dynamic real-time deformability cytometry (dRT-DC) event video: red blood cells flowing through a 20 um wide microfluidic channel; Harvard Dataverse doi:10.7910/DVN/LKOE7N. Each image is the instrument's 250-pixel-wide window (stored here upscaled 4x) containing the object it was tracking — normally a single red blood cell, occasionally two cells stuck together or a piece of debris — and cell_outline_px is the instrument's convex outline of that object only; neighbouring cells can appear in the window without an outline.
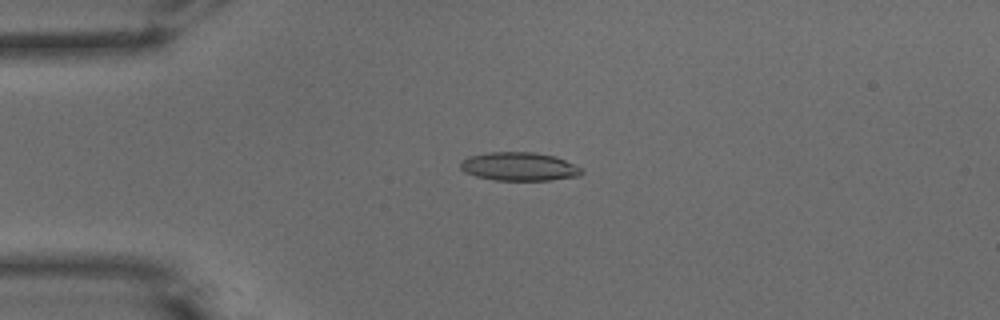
{"species": "common noctule bat (a hibernating species)", "species_latin": "Nyctalus noctula", "temperature_condition": "warm", "stored_images_in_passage": 52, "camera_frame_rate_fps": 3000, "um_per_image_px": 0.085, "animal": {"sex": "male", "body_mass_g": 15.6}, "frame": {"image": 1, "passage_image": 13, "time_ms": 4.0, "image_size_px": [1000, 320], "cell_outline_px": [[584, 172], [580, 176], [548, 180], [496, 180], [476, 176], [464, 172], [460, 168], [460, 160], [468, 156], [488, 152], [536, 152], [556, 156], [580, 168]], "centroid_in_image_um": [44.09, 14.15], "position_along_channel_um": 40.9, "area_um2": 20.17}}
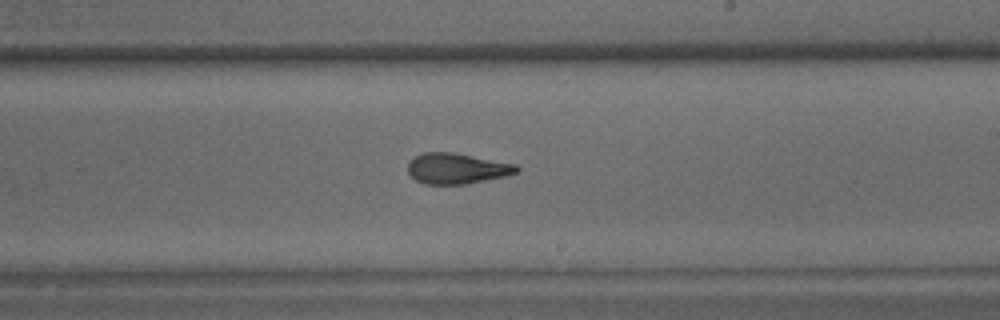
{"frame": {"image": 2, "passage_image": 31, "time_ms": 10.0, "image_size_px": [1000, 320], "cell_outline_px": [[520, 172], [504, 176], [464, 184], [424, 184], [416, 180], [408, 172], [408, 164], [416, 156], [424, 152], [452, 152], [516, 164], [520, 168]], "centroid_in_image_um": [38.85, 14.32], "position_along_channel_um": 250.2, "area_um2": 19.25}}
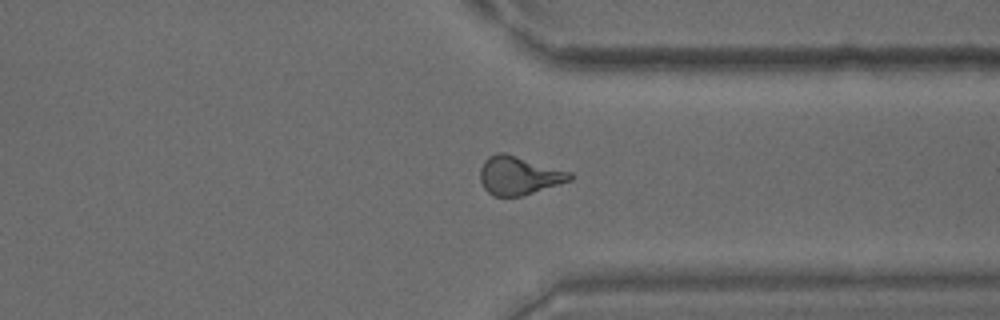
{"frame": {"image": 3, "passage_image": 40, "time_ms": 13.0, "image_size_px": [1000, 320], "cell_outline_px": [[572, 180], [520, 196], [492, 196], [484, 188], [480, 180], [480, 168], [484, 160], [488, 156], [500, 152], [504, 152], [572, 172]], "centroid_in_image_um": [44.08, 14.91], "position_along_channel_um": 367.3, "area_um2": 20.06}, "authors_computed_cell_mechanics": {"area_um2": 19.7098, "velocity_mm_per_s": 3.9191, "shape_relaxation_time_tau1_ms": null, "shape_relaxation_time_tau2_ms": 1.7461, "deformation_change_tau1": null, "deformation_change_tau2": 0.1044}}